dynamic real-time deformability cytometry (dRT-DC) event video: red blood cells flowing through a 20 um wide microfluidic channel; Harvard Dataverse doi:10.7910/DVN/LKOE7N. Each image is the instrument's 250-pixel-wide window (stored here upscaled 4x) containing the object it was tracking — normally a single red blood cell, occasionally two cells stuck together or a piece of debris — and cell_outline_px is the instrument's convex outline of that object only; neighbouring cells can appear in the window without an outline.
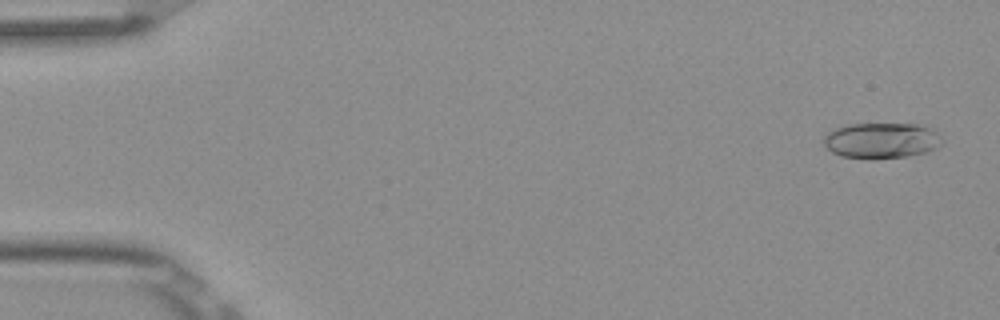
{"species": "Egyptian fruit bat (a non-hibernating species)", "species_latin": "Rousettus aegyptiacus", "temperature_condition": "room temperature", "stored_images_in_passage": 4, "segment_of_instrument_passage": [2, 2], "camera_frame_rate_fps": 3000, "um_per_image_px": 0.085, "frame": {"image": 1, "passage_image": 4, "time_ms": 1.0, "image_size_px": [1000, 320], "cell_outline_px": [[944, 144], [928, 152], [904, 156], [872, 160], [840, 156], [832, 152], [824, 144], [824, 136], [832, 128], [844, 124], [924, 124], [932, 128], [944, 140]], "centroid_in_image_um": [74.94, 11.94], "position_along_channel_um": 10.1, "area_um2": 25.2}}